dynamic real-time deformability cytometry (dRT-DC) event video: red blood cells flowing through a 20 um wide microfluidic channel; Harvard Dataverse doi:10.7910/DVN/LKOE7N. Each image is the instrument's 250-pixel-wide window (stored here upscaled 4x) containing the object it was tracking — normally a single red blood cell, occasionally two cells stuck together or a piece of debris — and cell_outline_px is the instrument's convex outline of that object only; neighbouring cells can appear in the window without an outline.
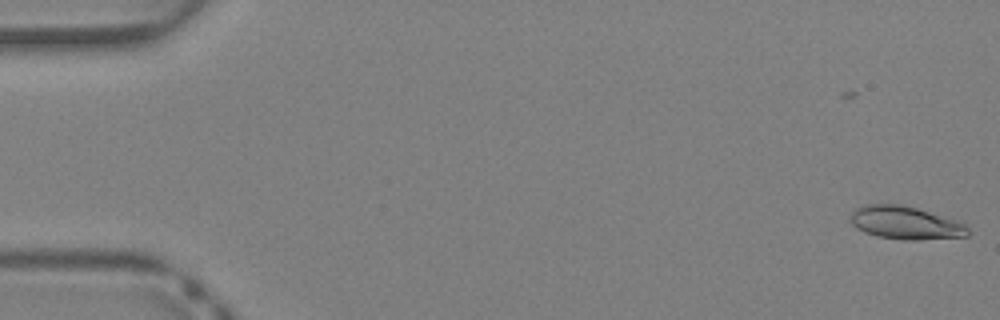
{"species": "Egyptian fruit bat (a non-hibernating species)", "species_latin": "Rousettus aegyptiacus", "temperature_condition": "warm", "stored_images_in_passage": 41, "camera_frame_rate_fps": 3000, "um_per_image_px": 0.085, "animal": {"sex": "female"}, "frame": {"image": 1, "passage_image": 1, "time_ms": 0.0, "image_size_px": [1000, 320], "cell_outline_px": [[968, 236], [920, 240], [904, 240], [876, 236], [864, 232], [856, 228], [852, 224], [852, 212], [856, 208], [868, 204], [900, 204], [916, 208], [964, 224], [968, 228]], "centroid_in_image_um": [76.93, 18.95], "position_along_channel_um": 8.1, "area_um2": 22.2}}
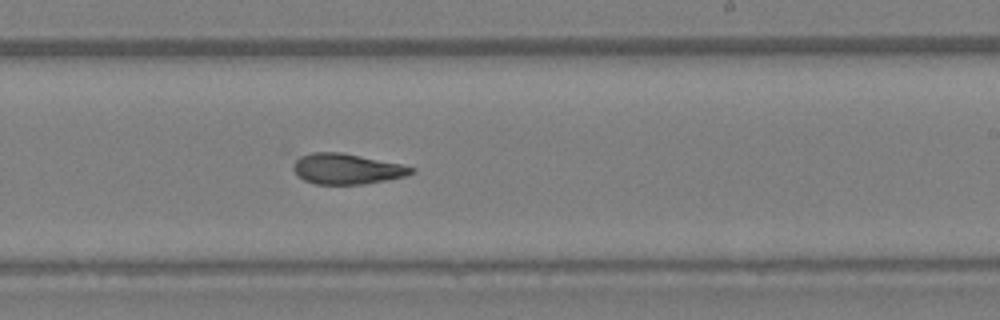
{"frame": {"image": 2, "passage_image": 25, "time_ms": 8.0, "image_size_px": [1000, 320], "cell_outline_px": [[416, 172], [404, 176], [364, 184], [316, 184], [304, 180], [292, 168], [292, 156], [312, 152], [340, 152], [400, 164], [416, 168]], "centroid_in_image_um": [29.39, 14.33], "position_along_channel_um": 259.6, "area_um2": 21.1}}
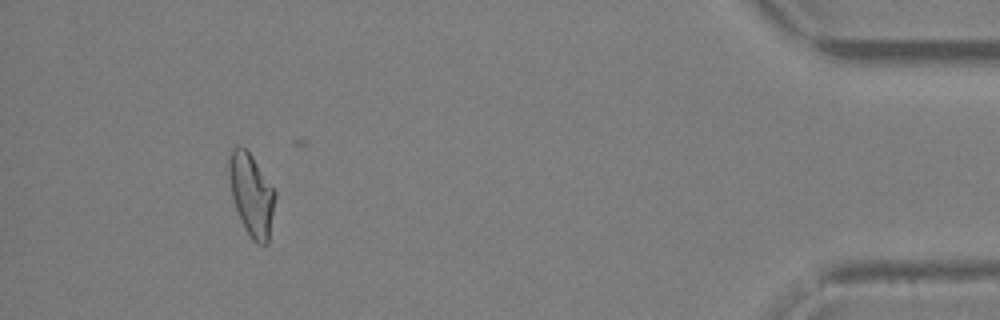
{"frame": {"image": 3, "passage_image": 38, "time_ms": 12.333, "image_size_px": [1000, 320], "cell_outline_px": [[276, 196], [268, 244], [256, 244], [252, 240], [244, 228], [236, 208], [232, 196], [228, 176], [228, 148], [240, 144], [252, 156], [276, 192]], "centroid_in_image_um": [21.35, 16.51], "position_along_channel_um": 413.9, "area_um2": 22.37}}